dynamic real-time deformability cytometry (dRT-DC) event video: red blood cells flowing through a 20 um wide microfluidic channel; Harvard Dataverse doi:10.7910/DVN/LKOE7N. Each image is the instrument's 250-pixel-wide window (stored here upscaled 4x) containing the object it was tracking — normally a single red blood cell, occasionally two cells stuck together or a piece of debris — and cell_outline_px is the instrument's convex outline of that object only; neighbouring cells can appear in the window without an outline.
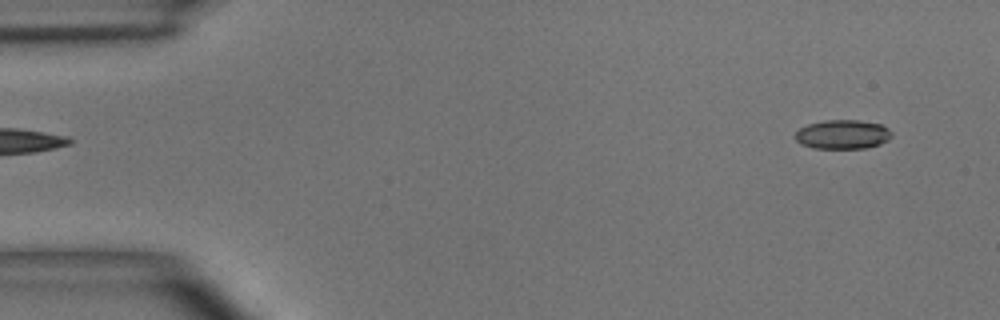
{"species": "common noctule bat (a hibernating species)", "species_latin": "Nyctalus noctula", "temperature_condition": "room temperature", "stored_images_in_passage": 5, "segment_of_instrument_passage": [2, 2], "camera_frame_rate_fps": 3000, "um_per_image_px": 0.085, "animal": {"sex": "male", "body_mass_g": 15.6}, "frame": {"image": 1, "passage_image": 5, "time_ms": 5.0, "image_size_px": [1000, 320], "cell_outline_px": [[892, 136], [888, 140], [880, 144], [864, 148], [812, 148], [800, 144], [796, 140], [796, 132], [800, 128], [808, 124], [828, 120], [860, 120], [880, 124], [888, 128], [892, 132]], "centroid_in_image_um": [71.64, 11.42], "position_along_channel_um": 13.4, "area_um2": 16.36}}